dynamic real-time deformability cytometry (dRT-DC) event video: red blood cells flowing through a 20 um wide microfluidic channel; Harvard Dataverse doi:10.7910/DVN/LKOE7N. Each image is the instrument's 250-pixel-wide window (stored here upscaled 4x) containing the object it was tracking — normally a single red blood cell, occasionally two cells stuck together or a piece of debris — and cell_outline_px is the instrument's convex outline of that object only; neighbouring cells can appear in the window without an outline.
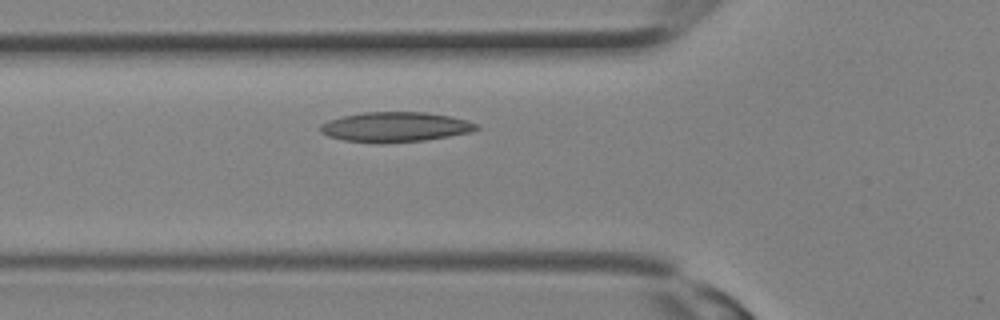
{"species": "Egyptian fruit bat (a non-hibernating species)", "species_latin": "Rousettus aegyptiacus", "temperature_condition": "room temperature", "stored_images_in_passage": 8, "camera_frame_rate_fps": 3000, "um_per_image_px": 0.085, "animal": {"sex": "female"}, "frame": {"image": 1, "passage_image": 6, "time_ms": 1.667, "image_size_px": [1000, 320], "cell_outline_px": [[480, 128], [472, 132], [424, 140], [344, 140], [328, 136], [320, 132], [320, 124], [328, 120], [344, 116], [364, 112], [424, 112], [452, 116], [476, 124]], "centroid_in_image_um": [33.62, 10.74], "position_along_channel_um": 92.2, "area_um2": 26.07}}
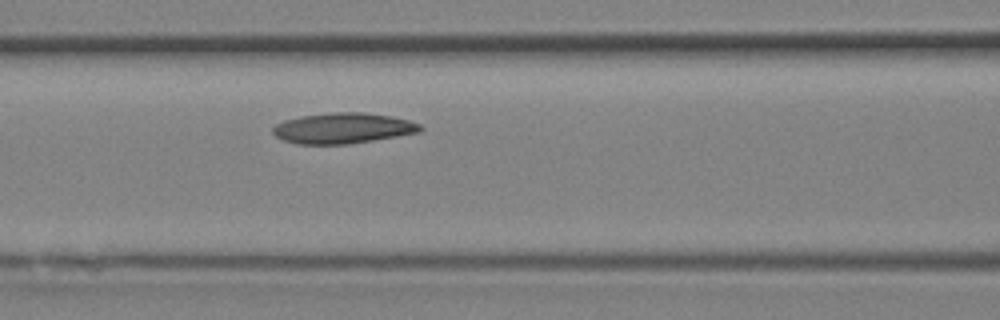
{"frame": {"image": 2, "passage_image": 8, "time_ms": 2.333, "image_size_px": [1000, 320], "cell_outline_px": [[424, 128], [420, 132], [348, 144], [296, 144], [284, 140], [276, 136], [272, 132], [272, 128], [276, 124], [284, 120], [300, 116], [332, 112], [364, 112], [392, 116], [408, 120], [420, 124]], "centroid_in_image_um": [29.14, 10.89], "position_along_channel_um": 137.5, "area_um2": 26.3}}